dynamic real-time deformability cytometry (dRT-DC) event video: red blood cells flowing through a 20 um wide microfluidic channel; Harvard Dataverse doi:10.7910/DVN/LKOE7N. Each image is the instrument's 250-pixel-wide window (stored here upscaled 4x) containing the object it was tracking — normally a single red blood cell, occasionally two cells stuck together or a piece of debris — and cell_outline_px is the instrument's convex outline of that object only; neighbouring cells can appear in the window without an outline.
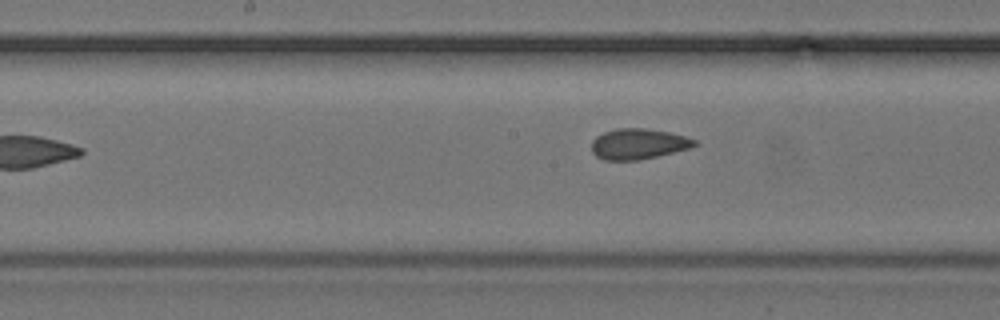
{"species": "common noctule bat (a hibernating species)", "species_latin": "Nyctalus noctula", "temperature_condition": "cold", "stored_images_in_passage": 9, "camera_frame_rate_fps": 3000, "um_per_image_px": 0.085, "animal": {"sex": "female", "body_mass_g": 24.6, "forearm_length_mm": 56.2}, "frame": {"image": 1, "passage_image": 9, "time_ms": 2.667, "image_size_px": [1000, 320], "cell_outline_px": [[696, 144], [688, 148], [640, 160], [604, 160], [596, 156], [592, 152], [592, 140], [596, 136], [604, 132], [616, 128], [644, 128], [668, 132], [684, 136], [696, 140]], "centroid_in_image_um": [54.2, 12.23], "position_along_channel_um": 194.0, "area_um2": 18.15}}